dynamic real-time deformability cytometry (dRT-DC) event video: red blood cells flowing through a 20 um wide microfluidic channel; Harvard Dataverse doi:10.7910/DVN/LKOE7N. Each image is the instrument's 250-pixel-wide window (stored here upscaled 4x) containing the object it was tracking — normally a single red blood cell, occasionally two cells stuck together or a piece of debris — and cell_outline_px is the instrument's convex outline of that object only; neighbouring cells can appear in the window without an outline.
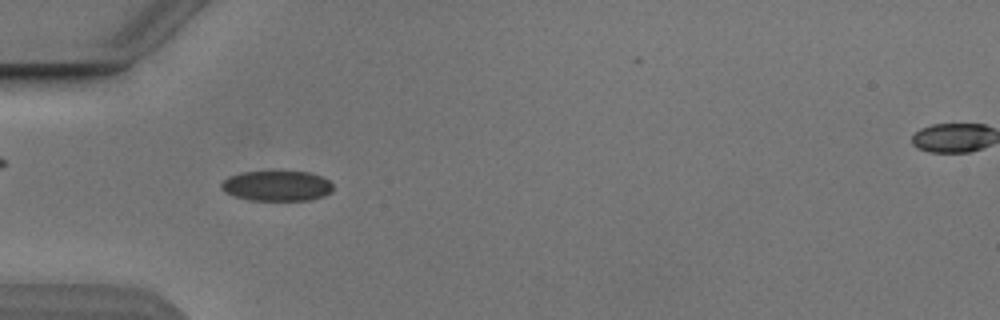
{"species": "Egyptian fruit bat (a non-hibernating species)", "species_latin": "Rousettus aegyptiacus", "temperature_condition": "cold", "stored_images_in_passage": 50, "camera_frame_rate_fps": 3000, "um_per_image_px": 0.085, "animal": {"sex": "male"}, "frame": {"image": 1, "passage_image": 14, "time_ms": 4.333, "image_size_px": [1000, 320], "cell_outline_px": [[332, 192], [324, 196], [312, 200], [248, 200], [232, 196], [224, 192], [220, 188], [220, 184], [228, 176], [240, 172], [280, 168], [308, 172], [320, 176], [328, 180], [332, 184]], "centroid_in_image_um": [23.49, 15.75], "position_along_channel_um": 61.5, "area_um2": 20.81}}
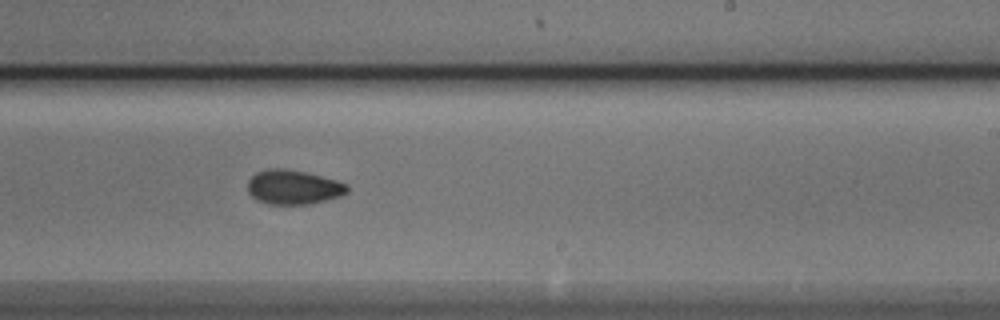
{"frame": {"image": 2, "passage_image": 30, "time_ms": 9.667, "image_size_px": [1000, 320], "cell_outline_px": [[348, 192], [344, 196], [308, 204], [268, 204], [256, 200], [248, 192], [248, 180], [256, 172], [268, 168], [284, 168], [304, 172], [336, 180], [348, 184]], "centroid_in_image_um": [24.94, 15.91], "position_along_channel_um": 264.1, "area_um2": 20.06}}
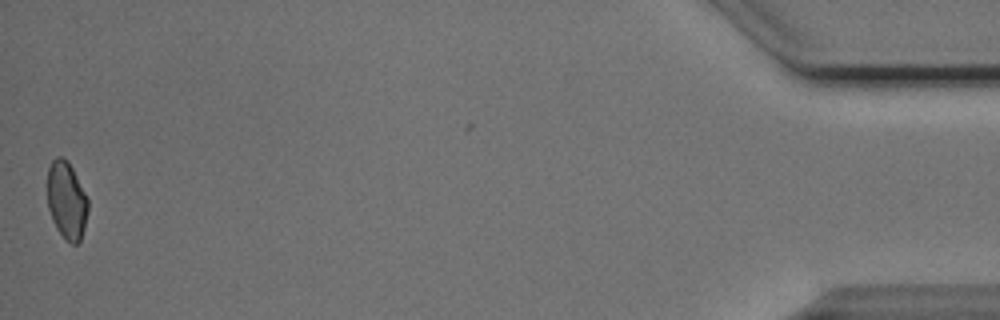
{"frame": {"image": 3, "passage_image": 50, "time_ms": 16.333, "image_size_px": [1000, 320], "cell_outline_px": [[88, 212], [84, 228], [80, 240], [76, 244], [72, 244], [64, 240], [56, 228], [52, 220], [48, 208], [48, 168], [52, 160], [56, 156], [60, 156], [68, 160], [88, 200]], "centroid_in_image_um": [5.65, 17.05], "position_along_channel_um": 429.5, "area_um2": 18.38}, "authors_computed_cell_mechanics": {"area_um2": 19.5364, "velocity_mm_per_s": 3.8667, "shape_relaxation_time_tau1_ms": 4.9714, "shape_relaxation_time_tau2_ms": 2.9946, "deformation_change_tau1": 0.0788, "deformation_change_tau2": 0.0573}}